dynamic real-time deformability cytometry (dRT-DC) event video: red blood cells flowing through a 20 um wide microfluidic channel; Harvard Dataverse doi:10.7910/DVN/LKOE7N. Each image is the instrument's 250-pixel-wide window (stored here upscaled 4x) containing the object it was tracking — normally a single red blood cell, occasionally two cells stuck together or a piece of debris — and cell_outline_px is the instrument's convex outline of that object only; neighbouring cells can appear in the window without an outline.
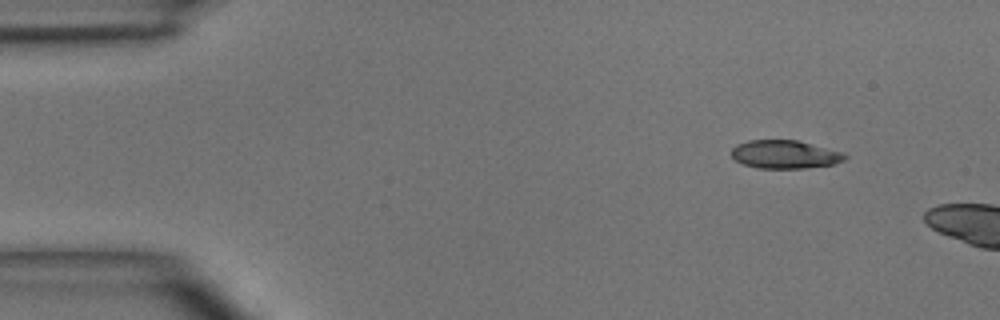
{"species": "common noctule bat (a hibernating species)", "species_latin": "Nyctalus noctula", "temperature_condition": "room temperature", "stored_images_in_passage": 2, "camera_frame_rate_fps": 3000, "um_per_image_px": 0.085, "animal": {"sex": "male", "body_mass_g": 15.6}, "frame": {"image": 1, "passage_image": 1, "time_ms": 0.0, "image_size_px": [1000, 320], "cell_outline_px": [[848, 156], [844, 160], [832, 164], [804, 168], [760, 168], [744, 164], [736, 160], [728, 152], [736, 144], [748, 140], [796, 140], [840, 152]], "centroid_in_image_um": [66.64, 13.12], "position_along_channel_um": 18.4, "area_um2": 18.44}}